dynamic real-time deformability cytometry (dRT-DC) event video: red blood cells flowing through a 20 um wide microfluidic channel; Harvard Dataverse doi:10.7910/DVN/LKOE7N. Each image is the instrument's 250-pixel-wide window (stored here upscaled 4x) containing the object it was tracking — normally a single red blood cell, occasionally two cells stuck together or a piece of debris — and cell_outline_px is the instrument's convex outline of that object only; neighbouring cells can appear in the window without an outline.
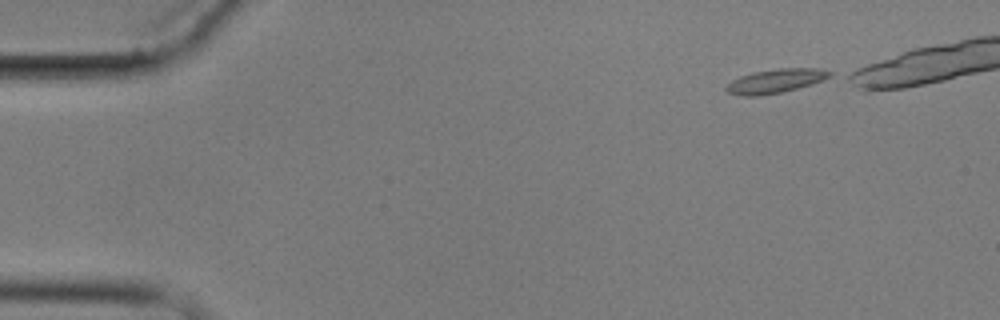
{"species": "common noctule bat (a hibernating species)", "species_latin": "Nyctalus noctula", "temperature_condition": "cold", "stored_images_in_passage": 4, "camera_frame_rate_fps": 3000, "um_per_image_px": 0.085, "animal": {"sex": "male", "body_mass_g": 17.9}, "frame": {"image": 1, "passage_image": 1, "time_ms": 0.0, "image_size_px": [1000, 320], "cell_outline_px": [[832, 76], [824, 80], [812, 84], [780, 92], [760, 96], [740, 96], [728, 92], [724, 88], [732, 80], [740, 76], [752, 72], [780, 68], [816, 68], [832, 72]], "centroid_in_image_um": [65.91, 6.88], "position_along_channel_um": 19.1, "area_um2": 14.45}}